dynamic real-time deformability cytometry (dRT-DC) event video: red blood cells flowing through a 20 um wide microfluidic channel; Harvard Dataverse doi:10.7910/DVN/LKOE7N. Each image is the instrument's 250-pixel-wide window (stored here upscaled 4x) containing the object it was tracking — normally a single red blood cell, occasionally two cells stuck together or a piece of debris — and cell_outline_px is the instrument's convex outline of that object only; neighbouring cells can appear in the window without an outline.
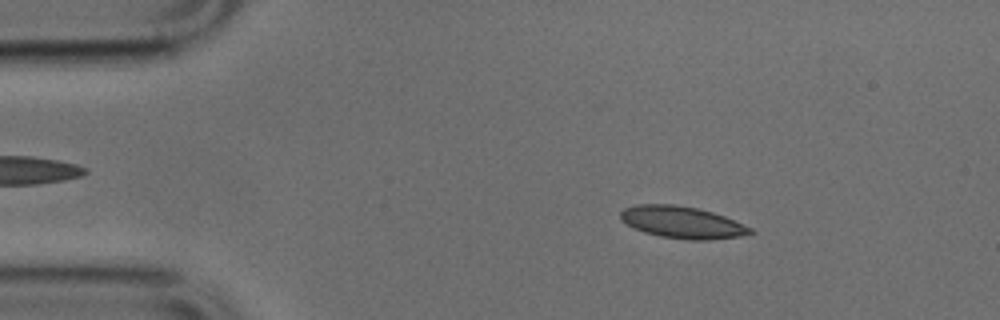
{"species": "common noctule bat (a hibernating species)", "species_latin": "Nyctalus noctula", "temperature_condition": "cold", "stored_images_in_passage": 49, "camera_frame_rate_fps": 3000, "um_per_image_px": 0.085, "animal": {"sex": "male", "body_mass_g": 17.9, "forearm_length_mm": 54.2}, "frame": {"image": 1, "passage_image": 7, "time_ms": 2.0, "image_size_px": [1000, 320], "cell_outline_px": [[756, 232], [740, 236], [708, 240], [688, 240], [660, 236], [644, 232], [620, 220], [620, 212], [624, 208], [636, 204], [676, 204], [696, 208], [712, 212], [724, 216], [752, 228]], "centroid_in_image_um": [57.98, 18.89], "position_along_channel_um": 27.0, "area_um2": 24.1}}
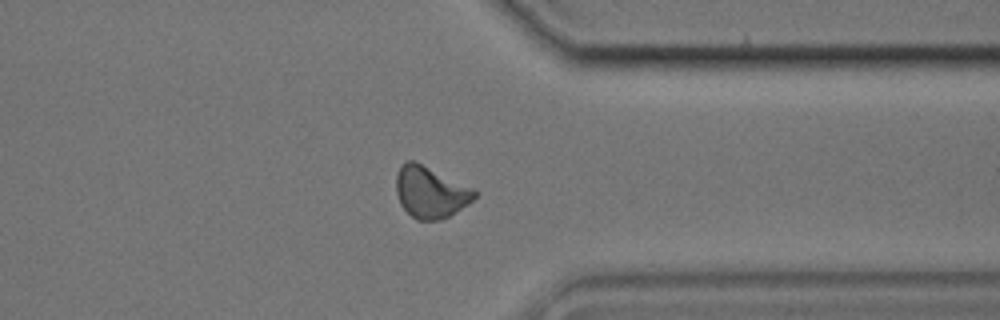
{"frame": {"image": 2, "passage_image": 38, "time_ms": 12.333, "image_size_px": [1000, 320], "cell_outline_px": [[476, 196], [468, 204], [448, 216], [440, 220], [416, 220], [400, 204], [396, 192], [396, 172], [400, 164], [408, 160], [416, 160], [476, 188]], "centroid_in_image_um": [36.59, 16.29], "position_along_channel_um": 374.8, "area_um2": 23.99}}
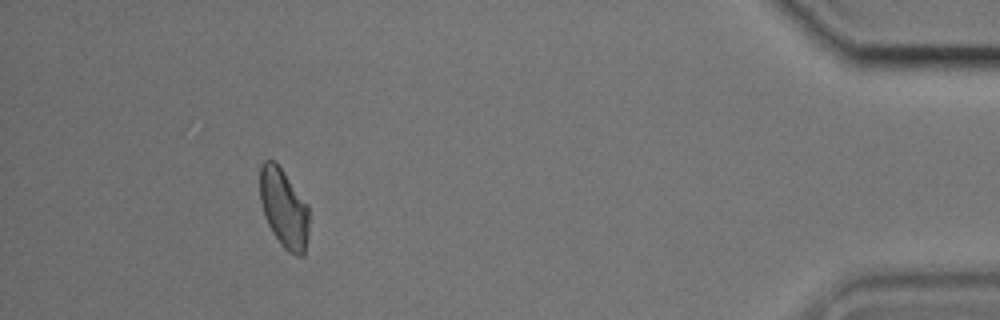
{"frame": {"image": 3, "passage_image": 45, "time_ms": 14.667, "image_size_px": [1000, 320], "cell_outline_px": [[308, 232], [304, 256], [296, 256], [288, 252], [280, 244], [272, 232], [264, 216], [260, 200], [260, 168], [264, 160], [272, 160], [280, 168], [308, 204]], "centroid_in_image_um": [24.12, 17.75], "position_along_channel_um": 411.1, "area_um2": 22.48}}